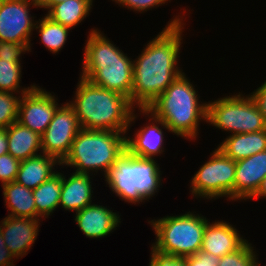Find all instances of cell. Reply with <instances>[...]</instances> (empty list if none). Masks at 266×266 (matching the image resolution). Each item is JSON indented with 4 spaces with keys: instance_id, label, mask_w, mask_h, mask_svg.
Instances as JSON below:
<instances>
[{
    "instance_id": "cell-35",
    "label": "cell",
    "mask_w": 266,
    "mask_h": 266,
    "mask_svg": "<svg viewBox=\"0 0 266 266\" xmlns=\"http://www.w3.org/2000/svg\"><path fill=\"white\" fill-rule=\"evenodd\" d=\"M250 97L253 99L266 121V81Z\"/></svg>"
},
{
    "instance_id": "cell-21",
    "label": "cell",
    "mask_w": 266,
    "mask_h": 266,
    "mask_svg": "<svg viewBox=\"0 0 266 266\" xmlns=\"http://www.w3.org/2000/svg\"><path fill=\"white\" fill-rule=\"evenodd\" d=\"M6 207L11 210L9 216L38 219L33 189L24 187L16 182L2 185Z\"/></svg>"
},
{
    "instance_id": "cell-37",
    "label": "cell",
    "mask_w": 266,
    "mask_h": 266,
    "mask_svg": "<svg viewBox=\"0 0 266 266\" xmlns=\"http://www.w3.org/2000/svg\"><path fill=\"white\" fill-rule=\"evenodd\" d=\"M8 153L7 128H0V156Z\"/></svg>"
},
{
    "instance_id": "cell-3",
    "label": "cell",
    "mask_w": 266,
    "mask_h": 266,
    "mask_svg": "<svg viewBox=\"0 0 266 266\" xmlns=\"http://www.w3.org/2000/svg\"><path fill=\"white\" fill-rule=\"evenodd\" d=\"M142 113L152 115L160 124L178 136L196 138L199 121L207 120V104L198 102L194 87L184 73L178 76Z\"/></svg>"
},
{
    "instance_id": "cell-8",
    "label": "cell",
    "mask_w": 266,
    "mask_h": 266,
    "mask_svg": "<svg viewBox=\"0 0 266 266\" xmlns=\"http://www.w3.org/2000/svg\"><path fill=\"white\" fill-rule=\"evenodd\" d=\"M236 161L219 148L192 178V194L209 198L226 196L234 199Z\"/></svg>"
},
{
    "instance_id": "cell-30",
    "label": "cell",
    "mask_w": 266,
    "mask_h": 266,
    "mask_svg": "<svg viewBox=\"0 0 266 266\" xmlns=\"http://www.w3.org/2000/svg\"><path fill=\"white\" fill-rule=\"evenodd\" d=\"M20 161L9 153L0 156V181L2 185L15 182Z\"/></svg>"
},
{
    "instance_id": "cell-34",
    "label": "cell",
    "mask_w": 266,
    "mask_h": 266,
    "mask_svg": "<svg viewBox=\"0 0 266 266\" xmlns=\"http://www.w3.org/2000/svg\"><path fill=\"white\" fill-rule=\"evenodd\" d=\"M114 1V0H113ZM168 0H115V2L122 4L134 11L143 12L151 7L158 6L160 4H165Z\"/></svg>"
},
{
    "instance_id": "cell-25",
    "label": "cell",
    "mask_w": 266,
    "mask_h": 266,
    "mask_svg": "<svg viewBox=\"0 0 266 266\" xmlns=\"http://www.w3.org/2000/svg\"><path fill=\"white\" fill-rule=\"evenodd\" d=\"M62 174L56 173L50 179L33 189L36 212L42 218L49 216L60 203Z\"/></svg>"
},
{
    "instance_id": "cell-28",
    "label": "cell",
    "mask_w": 266,
    "mask_h": 266,
    "mask_svg": "<svg viewBox=\"0 0 266 266\" xmlns=\"http://www.w3.org/2000/svg\"><path fill=\"white\" fill-rule=\"evenodd\" d=\"M256 254L248 241L237 251L222 256L218 266H259Z\"/></svg>"
},
{
    "instance_id": "cell-1",
    "label": "cell",
    "mask_w": 266,
    "mask_h": 266,
    "mask_svg": "<svg viewBox=\"0 0 266 266\" xmlns=\"http://www.w3.org/2000/svg\"><path fill=\"white\" fill-rule=\"evenodd\" d=\"M176 18V19H175ZM133 61V87L130 103L147 108L182 74L177 68L181 45L182 20L175 17Z\"/></svg>"
},
{
    "instance_id": "cell-17",
    "label": "cell",
    "mask_w": 266,
    "mask_h": 266,
    "mask_svg": "<svg viewBox=\"0 0 266 266\" xmlns=\"http://www.w3.org/2000/svg\"><path fill=\"white\" fill-rule=\"evenodd\" d=\"M56 163L61 165L57 158L44 153L21 161L15 182L24 187L35 189L56 174L52 170Z\"/></svg>"
},
{
    "instance_id": "cell-38",
    "label": "cell",
    "mask_w": 266,
    "mask_h": 266,
    "mask_svg": "<svg viewBox=\"0 0 266 266\" xmlns=\"http://www.w3.org/2000/svg\"><path fill=\"white\" fill-rule=\"evenodd\" d=\"M64 1L66 0H38V3L40 8L50 9L54 4Z\"/></svg>"
},
{
    "instance_id": "cell-10",
    "label": "cell",
    "mask_w": 266,
    "mask_h": 266,
    "mask_svg": "<svg viewBox=\"0 0 266 266\" xmlns=\"http://www.w3.org/2000/svg\"><path fill=\"white\" fill-rule=\"evenodd\" d=\"M21 91L17 122L41 136L52 121L58 103L54 95L35 85Z\"/></svg>"
},
{
    "instance_id": "cell-4",
    "label": "cell",
    "mask_w": 266,
    "mask_h": 266,
    "mask_svg": "<svg viewBox=\"0 0 266 266\" xmlns=\"http://www.w3.org/2000/svg\"><path fill=\"white\" fill-rule=\"evenodd\" d=\"M82 78L122 94L130 101L133 62L99 31L92 30L85 46Z\"/></svg>"
},
{
    "instance_id": "cell-36",
    "label": "cell",
    "mask_w": 266,
    "mask_h": 266,
    "mask_svg": "<svg viewBox=\"0 0 266 266\" xmlns=\"http://www.w3.org/2000/svg\"><path fill=\"white\" fill-rule=\"evenodd\" d=\"M14 258L13 254L9 251V249L5 246L2 231L0 229V266H14L10 259Z\"/></svg>"
},
{
    "instance_id": "cell-7",
    "label": "cell",
    "mask_w": 266,
    "mask_h": 266,
    "mask_svg": "<svg viewBox=\"0 0 266 266\" xmlns=\"http://www.w3.org/2000/svg\"><path fill=\"white\" fill-rule=\"evenodd\" d=\"M207 122L232 134L266 130V121L249 96L234 95L207 103Z\"/></svg>"
},
{
    "instance_id": "cell-13",
    "label": "cell",
    "mask_w": 266,
    "mask_h": 266,
    "mask_svg": "<svg viewBox=\"0 0 266 266\" xmlns=\"http://www.w3.org/2000/svg\"><path fill=\"white\" fill-rule=\"evenodd\" d=\"M39 220L8 215L1 221L0 229L5 246L14 257L26 255L31 248L37 237Z\"/></svg>"
},
{
    "instance_id": "cell-26",
    "label": "cell",
    "mask_w": 266,
    "mask_h": 266,
    "mask_svg": "<svg viewBox=\"0 0 266 266\" xmlns=\"http://www.w3.org/2000/svg\"><path fill=\"white\" fill-rule=\"evenodd\" d=\"M39 26L36 23L35 29H39L41 42L46 48L54 54L60 51L65 44L70 28L62 24L52 21L49 17L45 16L42 20L39 19Z\"/></svg>"
},
{
    "instance_id": "cell-11",
    "label": "cell",
    "mask_w": 266,
    "mask_h": 266,
    "mask_svg": "<svg viewBox=\"0 0 266 266\" xmlns=\"http://www.w3.org/2000/svg\"><path fill=\"white\" fill-rule=\"evenodd\" d=\"M38 6V0H0V41L30 44L35 28L28 7Z\"/></svg>"
},
{
    "instance_id": "cell-31",
    "label": "cell",
    "mask_w": 266,
    "mask_h": 266,
    "mask_svg": "<svg viewBox=\"0 0 266 266\" xmlns=\"http://www.w3.org/2000/svg\"><path fill=\"white\" fill-rule=\"evenodd\" d=\"M149 264V266H187L186 257L164 254L155 250L153 247Z\"/></svg>"
},
{
    "instance_id": "cell-14",
    "label": "cell",
    "mask_w": 266,
    "mask_h": 266,
    "mask_svg": "<svg viewBox=\"0 0 266 266\" xmlns=\"http://www.w3.org/2000/svg\"><path fill=\"white\" fill-rule=\"evenodd\" d=\"M106 181L116 195L126 202H142L144 199L136 189L135 156L125 150L109 169Z\"/></svg>"
},
{
    "instance_id": "cell-9",
    "label": "cell",
    "mask_w": 266,
    "mask_h": 266,
    "mask_svg": "<svg viewBox=\"0 0 266 266\" xmlns=\"http://www.w3.org/2000/svg\"><path fill=\"white\" fill-rule=\"evenodd\" d=\"M81 129L76 112L69 103L57 107L52 121L41 135L42 153L62 162L69 154L72 142Z\"/></svg>"
},
{
    "instance_id": "cell-27",
    "label": "cell",
    "mask_w": 266,
    "mask_h": 266,
    "mask_svg": "<svg viewBox=\"0 0 266 266\" xmlns=\"http://www.w3.org/2000/svg\"><path fill=\"white\" fill-rule=\"evenodd\" d=\"M21 79L20 59L0 58V91L18 92Z\"/></svg>"
},
{
    "instance_id": "cell-24",
    "label": "cell",
    "mask_w": 266,
    "mask_h": 266,
    "mask_svg": "<svg viewBox=\"0 0 266 266\" xmlns=\"http://www.w3.org/2000/svg\"><path fill=\"white\" fill-rule=\"evenodd\" d=\"M136 189L140 196L147 200L160 187L161 178L159 166L154 158H141L135 156Z\"/></svg>"
},
{
    "instance_id": "cell-22",
    "label": "cell",
    "mask_w": 266,
    "mask_h": 266,
    "mask_svg": "<svg viewBox=\"0 0 266 266\" xmlns=\"http://www.w3.org/2000/svg\"><path fill=\"white\" fill-rule=\"evenodd\" d=\"M136 137L126 138V150L141 158H153L158 153L161 154L163 147V132L158 125L151 124L143 127L135 135Z\"/></svg>"
},
{
    "instance_id": "cell-5",
    "label": "cell",
    "mask_w": 266,
    "mask_h": 266,
    "mask_svg": "<svg viewBox=\"0 0 266 266\" xmlns=\"http://www.w3.org/2000/svg\"><path fill=\"white\" fill-rule=\"evenodd\" d=\"M121 133L126 132L81 129L61 165L74 166L76 173L84 174L103 169L106 176L126 150V137Z\"/></svg>"
},
{
    "instance_id": "cell-32",
    "label": "cell",
    "mask_w": 266,
    "mask_h": 266,
    "mask_svg": "<svg viewBox=\"0 0 266 266\" xmlns=\"http://www.w3.org/2000/svg\"><path fill=\"white\" fill-rule=\"evenodd\" d=\"M30 51V44L0 41L1 59H20L21 53Z\"/></svg>"
},
{
    "instance_id": "cell-6",
    "label": "cell",
    "mask_w": 266,
    "mask_h": 266,
    "mask_svg": "<svg viewBox=\"0 0 266 266\" xmlns=\"http://www.w3.org/2000/svg\"><path fill=\"white\" fill-rule=\"evenodd\" d=\"M206 218L193 213L181 216H167L157 221H150L153 225L157 241L152 246L155 250L177 257H187L200 251Z\"/></svg>"
},
{
    "instance_id": "cell-18",
    "label": "cell",
    "mask_w": 266,
    "mask_h": 266,
    "mask_svg": "<svg viewBox=\"0 0 266 266\" xmlns=\"http://www.w3.org/2000/svg\"><path fill=\"white\" fill-rule=\"evenodd\" d=\"M90 175L84 173H73L65 179L62 174V188L59 205L66 210L80 211L91 204L92 187Z\"/></svg>"
},
{
    "instance_id": "cell-39",
    "label": "cell",
    "mask_w": 266,
    "mask_h": 266,
    "mask_svg": "<svg viewBox=\"0 0 266 266\" xmlns=\"http://www.w3.org/2000/svg\"><path fill=\"white\" fill-rule=\"evenodd\" d=\"M254 198H260V197H265L266 198V177L263 178V181L256 192V194L253 196Z\"/></svg>"
},
{
    "instance_id": "cell-29",
    "label": "cell",
    "mask_w": 266,
    "mask_h": 266,
    "mask_svg": "<svg viewBox=\"0 0 266 266\" xmlns=\"http://www.w3.org/2000/svg\"><path fill=\"white\" fill-rule=\"evenodd\" d=\"M20 99L11 92L0 91V128L17 122Z\"/></svg>"
},
{
    "instance_id": "cell-16",
    "label": "cell",
    "mask_w": 266,
    "mask_h": 266,
    "mask_svg": "<svg viewBox=\"0 0 266 266\" xmlns=\"http://www.w3.org/2000/svg\"><path fill=\"white\" fill-rule=\"evenodd\" d=\"M75 221L89 238H100L109 234L119 224L118 214L104 206L89 204L76 212Z\"/></svg>"
},
{
    "instance_id": "cell-12",
    "label": "cell",
    "mask_w": 266,
    "mask_h": 266,
    "mask_svg": "<svg viewBox=\"0 0 266 266\" xmlns=\"http://www.w3.org/2000/svg\"><path fill=\"white\" fill-rule=\"evenodd\" d=\"M266 177V150L236 161L234 201L252 199Z\"/></svg>"
},
{
    "instance_id": "cell-2",
    "label": "cell",
    "mask_w": 266,
    "mask_h": 266,
    "mask_svg": "<svg viewBox=\"0 0 266 266\" xmlns=\"http://www.w3.org/2000/svg\"><path fill=\"white\" fill-rule=\"evenodd\" d=\"M76 99L69 103L82 129L126 132L136 117L133 105L122 94L96 86L81 77Z\"/></svg>"
},
{
    "instance_id": "cell-20",
    "label": "cell",
    "mask_w": 266,
    "mask_h": 266,
    "mask_svg": "<svg viewBox=\"0 0 266 266\" xmlns=\"http://www.w3.org/2000/svg\"><path fill=\"white\" fill-rule=\"evenodd\" d=\"M7 139L8 153L20 162L38 155L41 149V136L18 122L7 127Z\"/></svg>"
},
{
    "instance_id": "cell-19",
    "label": "cell",
    "mask_w": 266,
    "mask_h": 266,
    "mask_svg": "<svg viewBox=\"0 0 266 266\" xmlns=\"http://www.w3.org/2000/svg\"><path fill=\"white\" fill-rule=\"evenodd\" d=\"M218 148L234 161L248 158L266 150V130L232 134Z\"/></svg>"
},
{
    "instance_id": "cell-33",
    "label": "cell",
    "mask_w": 266,
    "mask_h": 266,
    "mask_svg": "<svg viewBox=\"0 0 266 266\" xmlns=\"http://www.w3.org/2000/svg\"><path fill=\"white\" fill-rule=\"evenodd\" d=\"M220 257L199 251L186 257L187 266H218Z\"/></svg>"
},
{
    "instance_id": "cell-23",
    "label": "cell",
    "mask_w": 266,
    "mask_h": 266,
    "mask_svg": "<svg viewBox=\"0 0 266 266\" xmlns=\"http://www.w3.org/2000/svg\"><path fill=\"white\" fill-rule=\"evenodd\" d=\"M92 2L93 0H66L54 4L46 16L56 23L72 28L86 18Z\"/></svg>"
},
{
    "instance_id": "cell-15",
    "label": "cell",
    "mask_w": 266,
    "mask_h": 266,
    "mask_svg": "<svg viewBox=\"0 0 266 266\" xmlns=\"http://www.w3.org/2000/svg\"><path fill=\"white\" fill-rule=\"evenodd\" d=\"M246 242L247 240L240 237L237 230L229 223L215 221V223L209 224L207 222L200 251L221 258L237 251Z\"/></svg>"
}]
</instances>
